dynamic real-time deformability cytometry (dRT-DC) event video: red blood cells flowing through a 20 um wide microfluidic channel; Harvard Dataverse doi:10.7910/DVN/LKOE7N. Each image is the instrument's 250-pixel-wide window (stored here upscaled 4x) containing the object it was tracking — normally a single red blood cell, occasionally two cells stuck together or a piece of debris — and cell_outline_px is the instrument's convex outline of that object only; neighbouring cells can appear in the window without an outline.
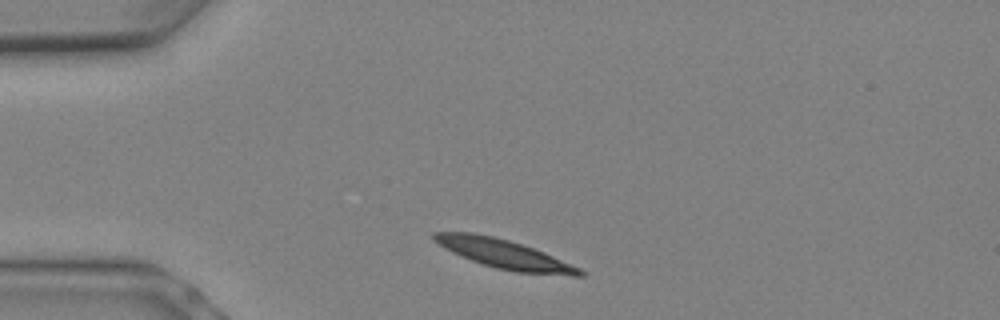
{"species": "Egyptian fruit bat (a non-hibernating species)", "species_latin": "Rousettus aegyptiacus", "temperature_condition": "warm", "stored_images_in_passage": 5, "camera_frame_rate_fps": 3000, "um_per_image_px": 0.085, "animal": {"sex": "female"}, "frame": {"image": 1, "passage_image": 1, "time_ms": 0.0, "image_size_px": [1000, 320], "cell_outline_px": [[588, 272], [584, 276], [572, 276], [516, 272], [496, 268], [472, 260], [452, 252], [444, 248], [432, 240], [432, 232], [472, 232], [492, 236], [508, 240], [544, 252], [580, 268]], "centroid_in_image_um": [42.88, 21.6], "position_along_channel_um": 42.1, "area_um2": 24.51}}
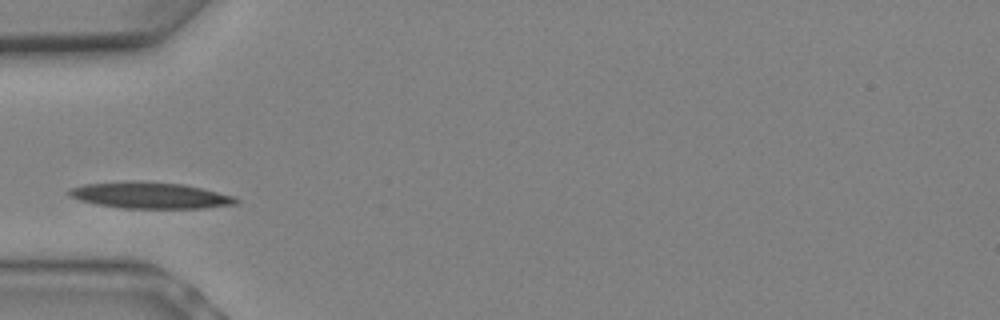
{"frame": {"image": 2, "passage_image": 3, "time_ms": 0.667, "image_size_px": [1000, 320], "cell_outline_px": [[240, 200], [236, 204], [204, 208], [120, 208], [96, 204], [80, 200], [68, 196], [68, 188], [84, 184], [128, 180], [140, 180], [184, 184], [232, 196]], "centroid_in_image_um": [12.68, 16.59], "position_along_channel_um": 72.3, "area_um2": 25.78}}